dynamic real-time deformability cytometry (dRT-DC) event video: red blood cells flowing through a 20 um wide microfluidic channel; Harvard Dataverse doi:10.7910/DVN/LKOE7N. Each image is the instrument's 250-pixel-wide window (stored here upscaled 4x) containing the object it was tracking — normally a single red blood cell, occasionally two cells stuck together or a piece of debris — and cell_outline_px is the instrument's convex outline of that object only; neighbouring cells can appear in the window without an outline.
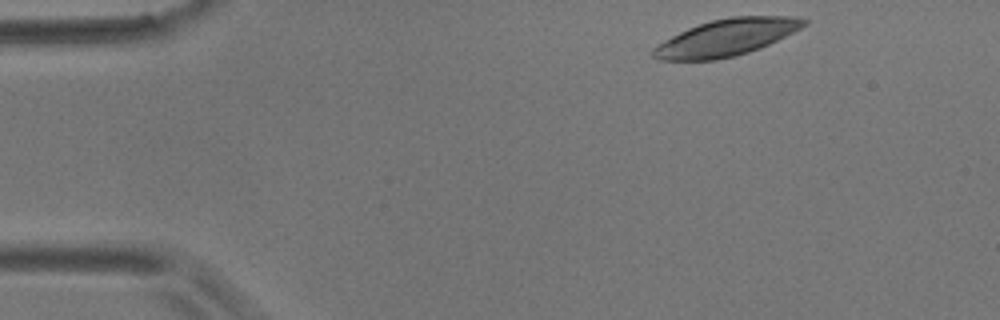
{"species": "common noctule bat (a hibernating species)", "species_latin": "Nyctalus noctula", "temperature_condition": "room temperature", "stored_images_in_passage": 8, "camera_frame_rate_fps": 3000, "um_per_image_px": 0.085, "animal": {"sex": "male", "body_mass_g": 17.9}, "frame": {"image": 1, "passage_image": 1, "time_ms": 0.0, "image_size_px": [1000, 320], "cell_outline_px": [[808, 24], [760, 48], [748, 52], [716, 60], [660, 60], [652, 56], [652, 48], [664, 40], [688, 28], [712, 20], [732, 16], [792, 16], [808, 20]], "centroid_in_image_um": [61.72, 3.19], "position_along_channel_um": 23.3, "area_um2": 31.91}}